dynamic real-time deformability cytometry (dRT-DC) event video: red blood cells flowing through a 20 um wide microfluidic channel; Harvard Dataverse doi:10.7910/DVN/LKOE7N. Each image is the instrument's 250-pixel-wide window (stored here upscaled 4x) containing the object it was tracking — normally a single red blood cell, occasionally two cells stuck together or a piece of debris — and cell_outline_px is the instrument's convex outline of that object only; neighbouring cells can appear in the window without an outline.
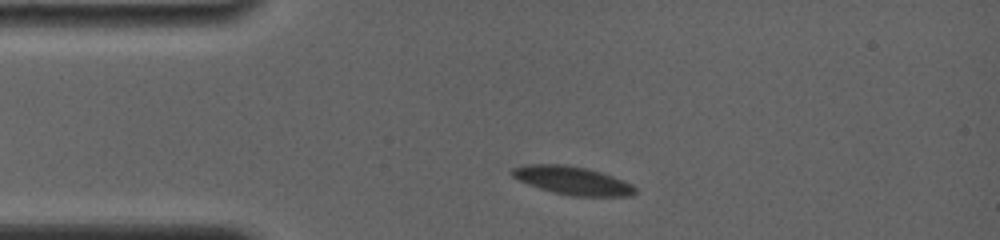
{"species": "common noctule bat (a hibernating species)", "species_latin": "Nyctalus noctula", "temperature_condition": "room temperature", "stored_images_in_passage": 34, "camera_frame_rate_fps": 4000, "um_per_image_px": 0.085, "animal": {"sex": "female", "body_mass_g": 19.0, "forearm_length_mm": 56.7}, "frame": {"image": 1, "passage_image": 2, "time_ms": 0.5, "image_size_px": [1000, 240], "cell_outline_px": [[636, 192], [632, 196], [572, 196], [540, 188], [528, 184], [512, 176], [512, 168], [524, 164], [568, 164], [588, 168], [624, 180], [632, 184], [636, 188]], "centroid_in_image_um": [48.69, 15.33], "position_along_channel_um": 36.3, "area_um2": 20.23}}
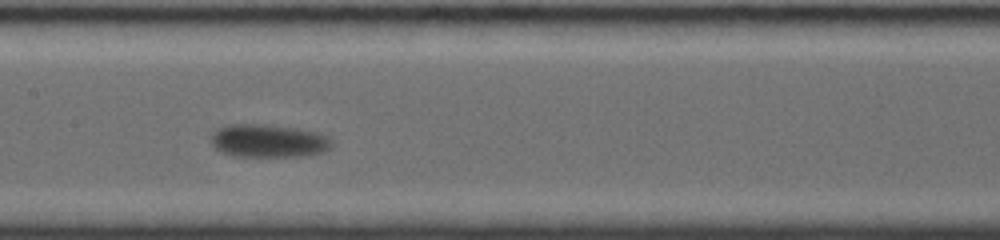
{"frame": {"image": 2, "passage_image": 16, "time_ms": 5.5, "image_size_px": [1000, 240], "cell_outline_px": [[332, 144], [324, 152], [308, 156], [232, 156], [216, 148], [212, 144], [212, 132], [216, 128], [228, 124], [260, 124], [296, 128], [316, 132], [332, 140]], "centroid_in_image_um": [22.8, 11.97], "position_along_channel_um": 184.6, "area_um2": 23.18}}
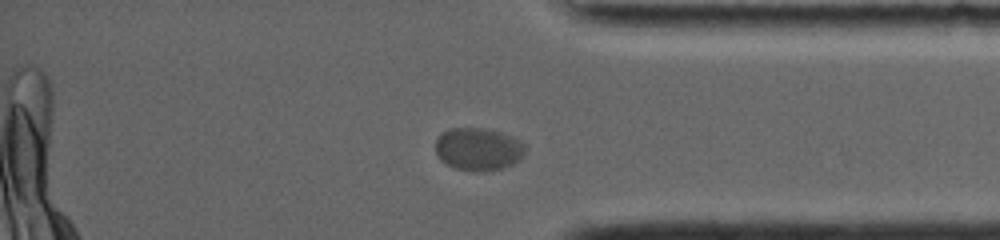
{"frame": {"image": 3, "passage_image": 29, "time_ms": 11.5, "image_size_px": [1000, 240], "cell_outline_px": [[528, 148], [512, 164], [504, 168], [484, 172], [480, 172], [456, 168], [440, 160], [436, 152], [436, 136], [448, 128], [484, 128], [500, 132], [512, 136], [520, 140]], "centroid_in_image_um": [40.64, 12.66], "position_along_channel_um": 394.6, "area_um2": 22.43}, "authors_computed_cell_mechanics": {"area_um2": 21.675, "velocity_mm_per_s": 3.5172, "shape_relaxation_time_tau1_ms": 2.2165, "shape_relaxation_time_tau2_ms": null, "deformation_change_tau1": 0.0568, "deformation_change_tau2": null}}